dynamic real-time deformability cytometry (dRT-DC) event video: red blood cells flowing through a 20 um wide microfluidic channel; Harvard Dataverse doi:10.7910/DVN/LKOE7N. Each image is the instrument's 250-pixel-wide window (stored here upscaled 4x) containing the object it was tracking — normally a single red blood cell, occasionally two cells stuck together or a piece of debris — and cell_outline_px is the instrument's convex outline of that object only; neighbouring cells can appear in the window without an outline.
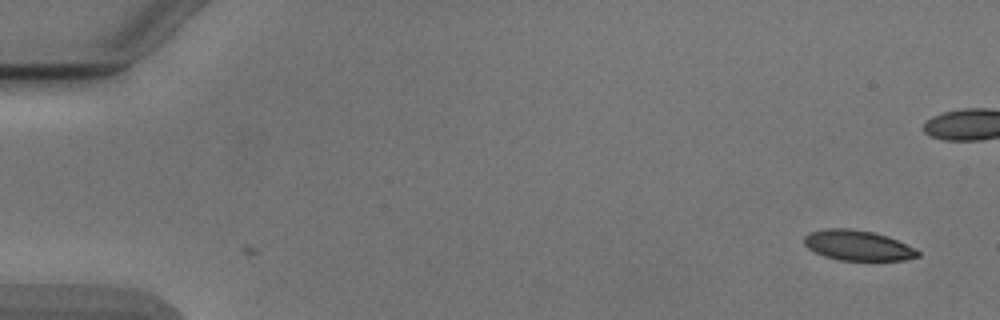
{"species": "Egyptian fruit bat (a non-hibernating species)", "species_latin": "Rousettus aegyptiacus", "temperature_condition": "cold", "stored_images_in_passage": 3, "camera_frame_rate_fps": 3000, "um_per_image_px": 0.085, "animal": {"sex": "male"}, "frame": {"image": 1, "passage_image": 3, "time_ms": 0.667, "image_size_px": [1000, 320], "cell_outline_px": [[920, 256], [904, 260], [840, 260], [824, 256], [808, 248], [804, 244], [804, 236], [812, 232], [828, 228], [848, 228], [872, 232], [888, 236], [916, 248], [920, 252]], "centroid_in_image_um": [72.94, 20.86], "position_along_channel_um": 12.1, "area_um2": 19.94}}